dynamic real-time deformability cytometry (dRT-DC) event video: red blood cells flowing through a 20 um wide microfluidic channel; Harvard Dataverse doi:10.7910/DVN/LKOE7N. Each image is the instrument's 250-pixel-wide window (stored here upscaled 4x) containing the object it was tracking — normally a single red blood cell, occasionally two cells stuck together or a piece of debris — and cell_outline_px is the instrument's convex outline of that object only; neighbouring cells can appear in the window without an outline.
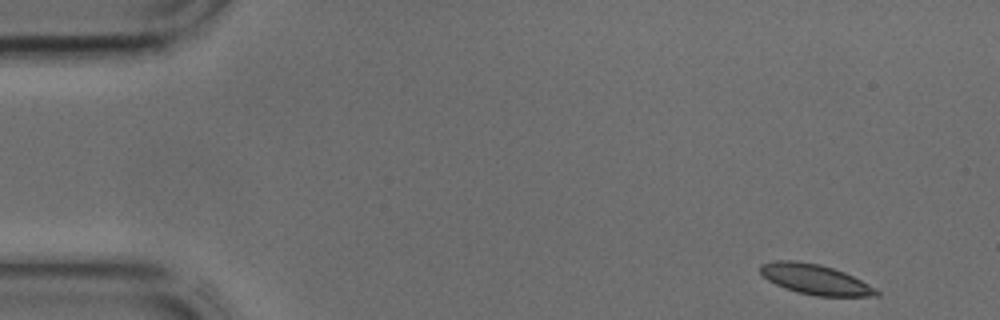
{"species": "common noctule bat (a hibernating species)", "species_latin": "Nyctalus noctula", "temperature_condition": "cold", "stored_images_in_passage": 36, "camera_frame_rate_fps": 3000, "um_per_image_px": 0.085, "animal": {"sex": "male", "body_mass_g": 17.9, "forearm_length_mm": 54.2}, "frame": {"image": 1, "passage_image": 1, "time_ms": 0.0, "image_size_px": [1000, 320], "cell_outline_px": [[880, 296], [816, 296], [796, 292], [784, 288], [768, 280], [760, 272], [760, 264], [772, 260], [796, 260], [820, 264], [844, 272], [876, 288], [880, 292]], "centroid_in_image_um": [69.27, 23.74], "position_along_channel_um": 15.7, "area_um2": 20.46}}
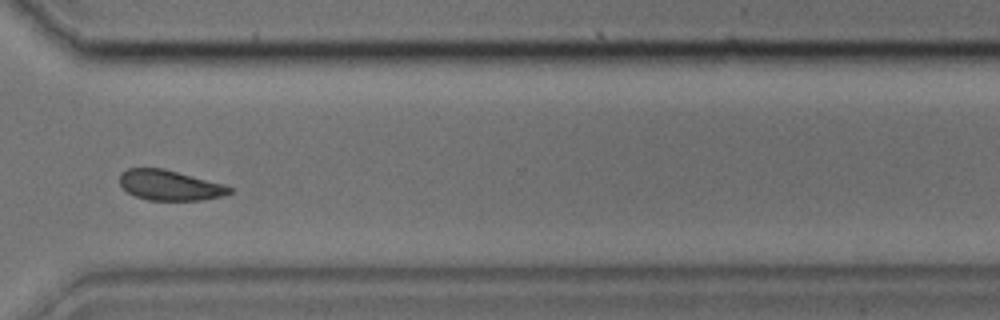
{"frame": {"image": 2, "passage_image": 30, "time_ms": 9.667, "image_size_px": [1000, 320], "cell_outline_px": [[232, 192], [224, 196], [204, 200], [148, 200], [136, 196], [128, 192], [120, 184], [120, 172], [128, 168], [164, 168], [224, 184], [232, 188]], "centroid_in_image_um": [14.45, 15.74], "position_along_channel_um": 356.2, "area_um2": 19.42}}
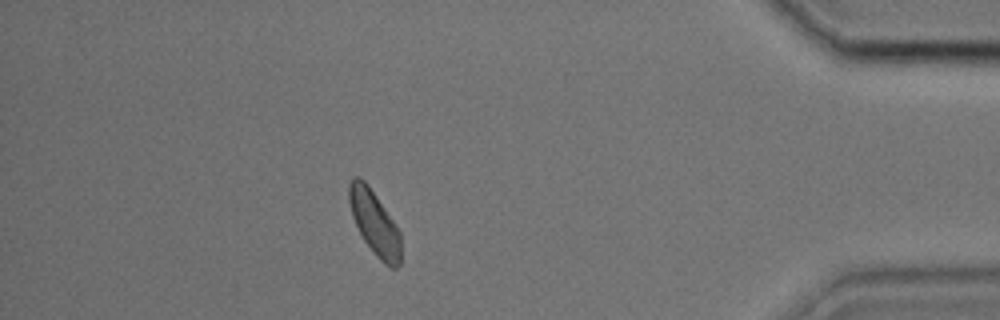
{"frame": {"image": 3, "passage_image": 36, "time_ms": 11.667, "image_size_px": [1000, 320], "cell_outline_px": [[400, 264], [396, 268], [388, 268], [376, 256], [364, 240], [352, 216], [348, 200], [348, 184], [352, 176], [360, 176], [368, 184], [396, 224], [400, 232]], "centroid_in_image_um": [31.82, 18.92], "position_along_channel_um": 403.4, "area_um2": 19.54}}